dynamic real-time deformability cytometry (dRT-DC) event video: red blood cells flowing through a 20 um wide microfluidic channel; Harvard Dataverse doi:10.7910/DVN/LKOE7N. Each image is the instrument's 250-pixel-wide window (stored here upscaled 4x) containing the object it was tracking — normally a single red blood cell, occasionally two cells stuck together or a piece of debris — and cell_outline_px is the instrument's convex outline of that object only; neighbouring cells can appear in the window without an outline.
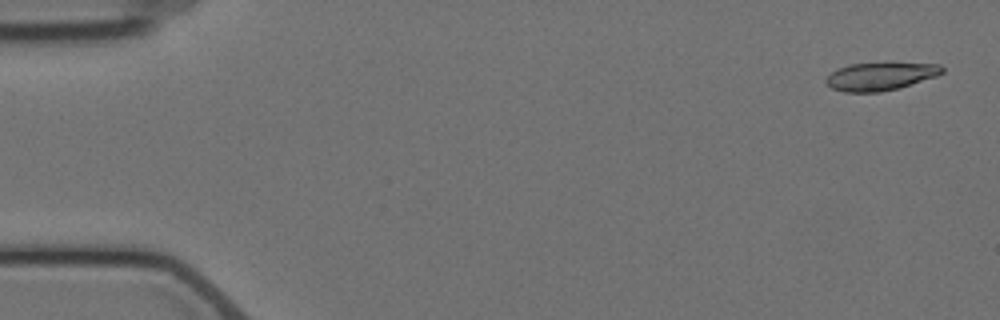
{"species": "Egyptian fruit bat (a non-hibernating species)", "species_latin": "Rousettus aegyptiacus", "temperature_condition": "cold", "stored_images_in_passage": 5, "camera_frame_rate_fps": 3000, "um_per_image_px": 0.085, "animal": {"sex": "female"}, "frame": {"image": 1, "passage_image": 1, "time_ms": 0.0, "image_size_px": [1000, 320], "cell_outline_px": [[944, 72], [936, 76], [900, 88], [880, 92], [844, 92], [832, 88], [824, 80], [836, 68], [848, 64], [940, 64], [944, 68]], "centroid_in_image_um": [74.81, 6.51], "position_along_channel_um": 10.2, "area_um2": 18.61}}
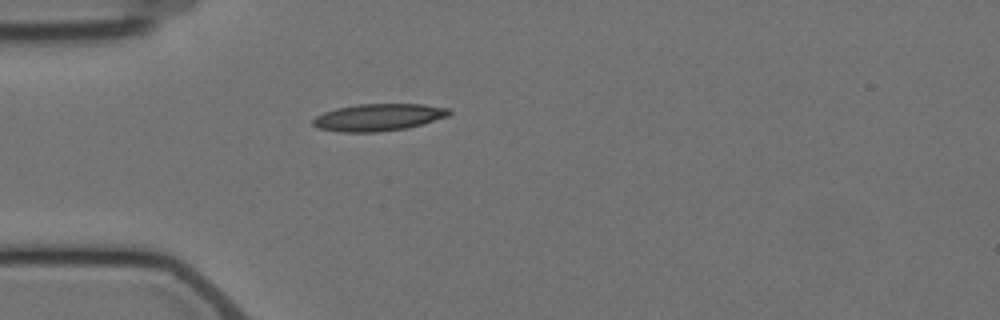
{"frame": {"image": 2, "passage_image": 5, "time_ms": 4.667, "image_size_px": [1000, 320], "cell_outline_px": [[452, 112], [448, 116], [420, 124], [404, 128], [376, 132], [340, 132], [316, 128], [312, 124], [312, 120], [316, 116], [324, 112], [336, 108], [356, 104], [424, 104], [448, 108]], "centroid_in_image_um": [32.11, 9.96], "position_along_channel_um": 52.9, "area_um2": 21.44}}